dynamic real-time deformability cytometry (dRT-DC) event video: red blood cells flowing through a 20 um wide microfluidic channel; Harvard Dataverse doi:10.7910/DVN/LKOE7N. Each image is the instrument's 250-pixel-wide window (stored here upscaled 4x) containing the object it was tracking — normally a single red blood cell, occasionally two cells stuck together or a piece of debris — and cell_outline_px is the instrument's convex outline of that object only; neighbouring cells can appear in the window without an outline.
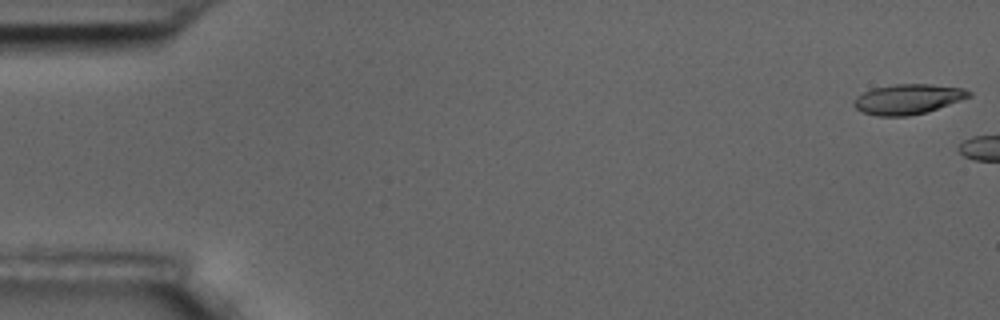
{"species": "common noctule bat (a hibernating species)", "species_latin": "Nyctalus noctula", "temperature_condition": "room temperature", "stored_images_in_passage": 4, "camera_frame_rate_fps": 3000, "um_per_image_px": 0.085, "animal": {"sex": "male", "body_mass_g": 17.5, "forearm_length_mm": 52.3}, "frame": {"image": 1, "passage_image": 1, "time_ms": 0.0, "image_size_px": [1000, 320], "cell_outline_px": [[972, 96], [928, 112], [908, 116], [876, 116], [864, 112], [856, 108], [852, 104], [852, 100], [856, 96], [872, 88], [896, 84], [932, 84], [964, 88], [972, 92]], "centroid_in_image_um": [77.18, 8.42], "position_along_channel_um": 7.8, "area_um2": 20.35}}